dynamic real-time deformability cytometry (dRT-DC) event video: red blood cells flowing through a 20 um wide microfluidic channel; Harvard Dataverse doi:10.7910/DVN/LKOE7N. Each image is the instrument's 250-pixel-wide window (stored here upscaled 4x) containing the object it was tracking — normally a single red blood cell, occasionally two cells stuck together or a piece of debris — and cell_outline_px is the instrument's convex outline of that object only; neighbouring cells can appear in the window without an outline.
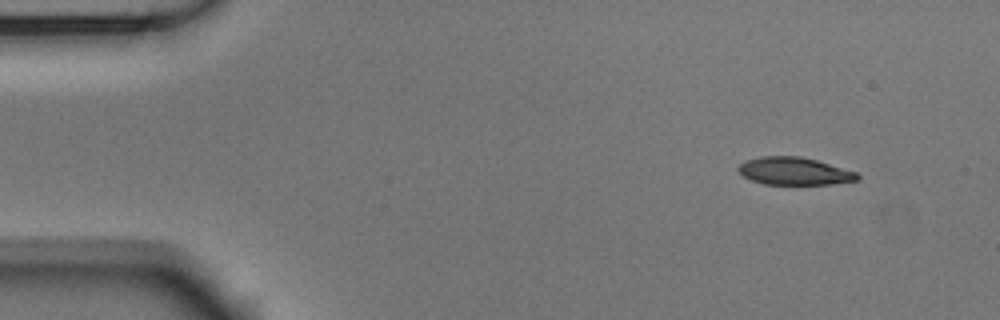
{"species": "Egyptian fruit bat (a non-hibernating species)", "species_latin": "Rousettus aegyptiacus", "temperature_condition": "room temperature", "stored_images_in_passage": 4, "camera_frame_rate_fps": 3000, "um_per_image_px": 0.085, "animal": {"sex": "male"}, "frame": {"image": 1, "passage_image": 1, "time_ms": 0.0, "image_size_px": [1000, 320], "cell_outline_px": [[860, 176], [856, 180], [828, 184], [764, 184], [752, 180], [744, 176], [736, 168], [744, 160], [760, 156], [800, 156], [816, 160], [856, 172]], "centroid_in_image_um": [67.46, 14.53], "position_along_channel_um": 17.5, "area_um2": 18.96}}
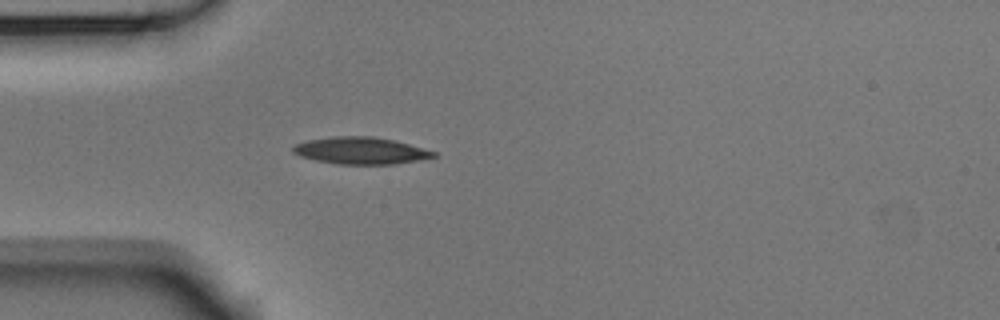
{"frame": {"image": 2, "passage_image": 4, "time_ms": 1.0, "image_size_px": [1000, 320], "cell_outline_px": [[436, 156], [416, 160], [392, 164], [336, 164], [316, 160], [300, 156], [292, 152], [292, 144], [308, 140], [332, 136], [372, 136], [396, 140], [436, 152]], "centroid_in_image_um": [30.6, 12.79], "position_along_channel_um": 54.4, "area_um2": 22.08}}